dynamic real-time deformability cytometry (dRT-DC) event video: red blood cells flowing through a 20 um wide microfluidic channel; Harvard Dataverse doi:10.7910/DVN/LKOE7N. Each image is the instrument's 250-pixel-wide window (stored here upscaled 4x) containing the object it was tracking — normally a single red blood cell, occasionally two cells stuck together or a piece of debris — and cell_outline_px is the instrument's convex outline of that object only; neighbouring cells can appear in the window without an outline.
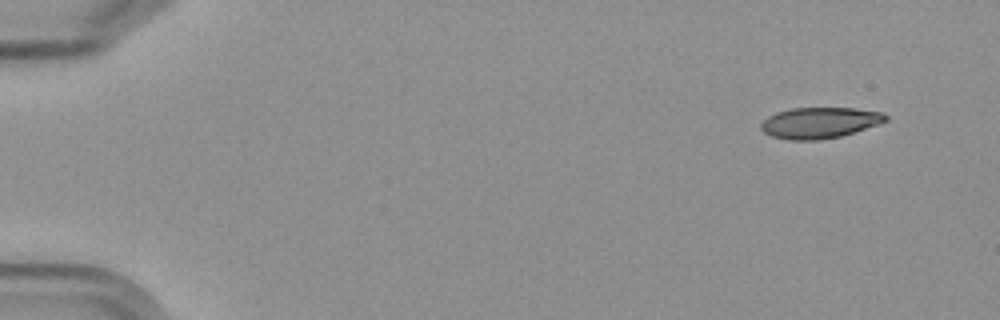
{"species": "Egyptian fruit bat (a non-hibernating species)", "species_latin": "Rousettus aegyptiacus", "temperature_condition": "cold", "stored_images_in_passage": 5, "camera_frame_rate_fps": 3000, "um_per_image_px": 0.085, "frame": {"image": 1, "passage_image": 1, "time_ms": 0.0, "image_size_px": [1000, 320], "cell_outline_px": [[888, 120], [840, 136], [816, 140], [788, 140], [772, 136], [764, 132], [760, 128], [760, 124], [768, 116], [776, 112], [792, 108], [852, 108], [884, 112], [888, 116]], "centroid_in_image_um": [69.63, 10.42], "position_along_channel_um": 15.4, "area_um2": 22.31}}